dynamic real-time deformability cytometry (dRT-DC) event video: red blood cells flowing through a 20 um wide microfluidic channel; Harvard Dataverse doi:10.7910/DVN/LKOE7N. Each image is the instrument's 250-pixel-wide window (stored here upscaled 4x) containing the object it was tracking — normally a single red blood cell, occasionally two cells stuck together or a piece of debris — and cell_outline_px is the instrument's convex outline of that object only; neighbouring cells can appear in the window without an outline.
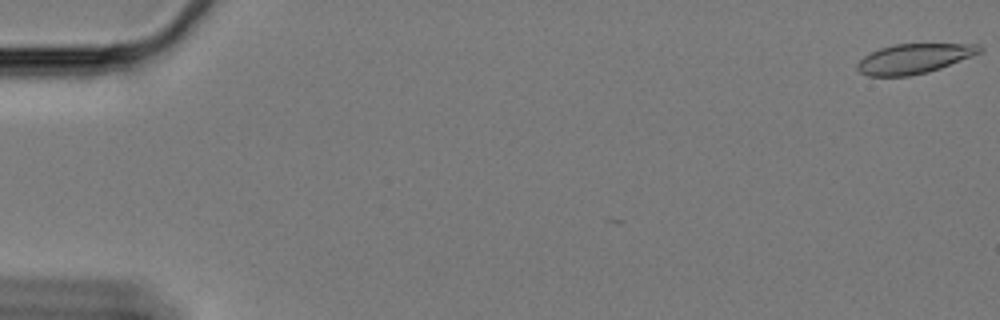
{"species": "Egyptian fruit bat (a non-hibernating species)", "species_latin": "Rousettus aegyptiacus", "temperature_condition": "cold", "stored_images_in_passage": 17, "camera_frame_rate_fps": 3000, "um_per_image_px": 0.085, "animal": {"sex": "female"}, "frame": {"image": 1, "passage_image": 1, "time_ms": 0.0, "image_size_px": [1000, 320], "cell_outline_px": [[984, 48], [980, 52], [972, 56], [940, 68], [928, 72], [908, 76], [868, 76], [860, 72], [856, 68], [856, 64], [864, 56], [880, 48], [892, 44], [980, 44]], "centroid_in_image_um": [77.68, 4.98], "position_along_channel_um": 7.3, "area_um2": 21.15}}
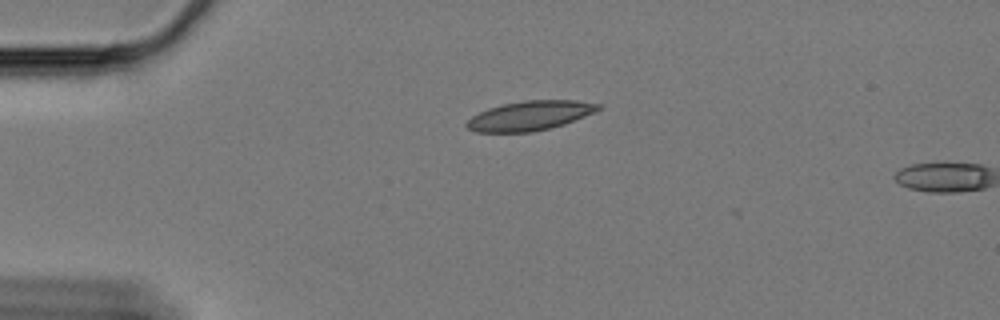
{"frame": {"image": 2, "passage_image": 15, "time_ms": 4.667, "image_size_px": [1000, 320], "cell_outline_px": [[604, 108], [596, 112], [564, 124], [532, 132], [476, 132], [468, 128], [464, 124], [472, 116], [488, 108], [504, 104], [524, 100], [576, 100], [604, 104]], "centroid_in_image_um": [45.1, 9.82], "position_along_channel_um": 39.9, "area_um2": 22.72}}